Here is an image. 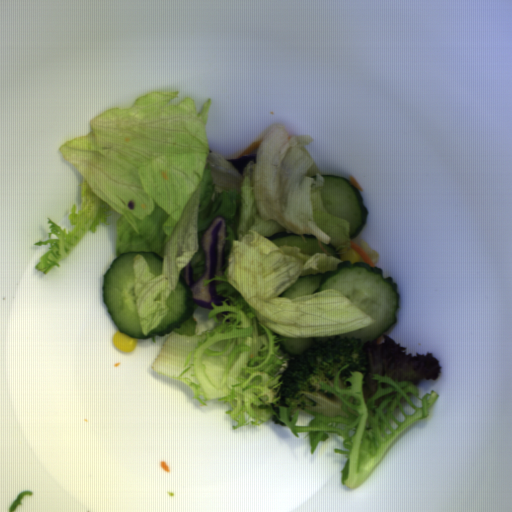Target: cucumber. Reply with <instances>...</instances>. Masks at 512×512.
I'll return each mask as SVG.
<instances>
[{
	"mask_svg": "<svg viewBox=\"0 0 512 512\" xmlns=\"http://www.w3.org/2000/svg\"><path fill=\"white\" fill-rule=\"evenodd\" d=\"M265 238L277 246H295L301 254L325 253L328 256L340 258L336 247L311 234L279 232Z\"/></svg>",
	"mask_w": 512,
	"mask_h": 512,
	"instance_id": "obj_4",
	"label": "cucumber"
},
{
	"mask_svg": "<svg viewBox=\"0 0 512 512\" xmlns=\"http://www.w3.org/2000/svg\"><path fill=\"white\" fill-rule=\"evenodd\" d=\"M145 258L149 270L156 277L163 274L164 258L151 250L126 251L117 256L103 276L101 289L102 303L114 326L131 338H152L166 336L181 322L195 313L193 298L185 275L180 272L177 287L172 290L165 302L167 312L157 326L145 335L141 332L135 298L134 257Z\"/></svg>",
	"mask_w": 512,
	"mask_h": 512,
	"instance_id": "obj_2",
	"label": "cucumber"
},
{
	"mask_svg": "<svg viewBox=\"0 0 512 512\" xmlns=\"http://www.w3.org/2000/svg\"><path fill=\"white\" fill-rule=\"evenodd\" d=\"M277 341L280 349L287 357H296L309 351L314 344L313 337L292 338L278 333Z\"/></svg>",
	"mask_w": 512,
	"mask_h": 512,
	"instance_id": "obj_5",
	"label": "cucumber"
},
{
	"mask_svg": "<svg viewBox=\"0 0 512 512\" xmlns=\"http://www.w3.org/2000/svg\"><path fill=\"white\" fill-rule=\"evenodd\" d=\"M365 262V261H364ZM333 289L373 321L366 326L337 335L341 338H360L362 344L373 343L398 320L395 313L400 308L398 283L389 275L384 277L382 268L369 263H338L334 271L299 276L278 297L295 298L320 290Z\"/></svg>",
	"mask_w": 512,
	"mask_h": 512,
	"instance_id": "obj_1",
	"label": "cucumber"
},
{
	"mask_svg": "<svg viewBox=\"0 0 512 512\" xmlns=\"http://www.w3.org/2000/svg\"><path fill=\"white\" fill-rule=\"evenodd\" d=\"M323 201L329 214L342 217L348 223L349 239L365 226L369 212L354 184L347 178L322 175Z\"/></svg>",
	"mask_w": 512,
	"mask_h": 512,
	"instance_id": "obj_3",
	"label": "cucumber"
}]
</instances>
